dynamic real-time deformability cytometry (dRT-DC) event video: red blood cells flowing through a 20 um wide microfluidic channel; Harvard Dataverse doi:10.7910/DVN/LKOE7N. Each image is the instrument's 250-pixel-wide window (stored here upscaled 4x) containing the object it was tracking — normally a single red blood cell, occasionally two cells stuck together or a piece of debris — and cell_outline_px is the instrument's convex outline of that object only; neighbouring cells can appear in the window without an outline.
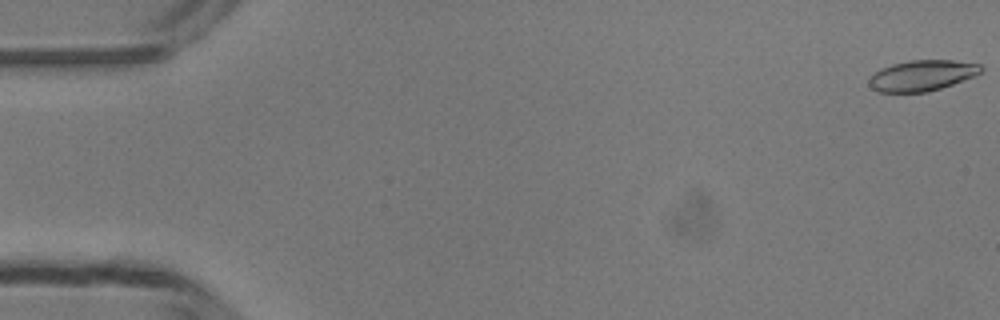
{"species": "common noctule bat (a hibernating species)", "species_latin": "Nyctalus noctula", "temperature_condition": "room temperature", "stored_images_in_passage": 50, "camera_frame_rate_fps": 3000, "um_per_image_px": 0.085, "animal": {"sex": "male", "body_mass_g": 13.3}, "frame": {"image": 1, "passage_image": 1, "time_ms": 0.0, "image_size_px": [1000, 320], "cell_outline_px": [[984, 68], [976, 76], [928, 92], [880, 92], [872, 88], [868, 84], [868, 80], [876, 72], [892, 64], [908, 60], [952, 60], [980, 64]], "centroid_in_image_um": [78.4, 6.41], "position_along_channel_um": 6.6, "area_um2": 19.94}}
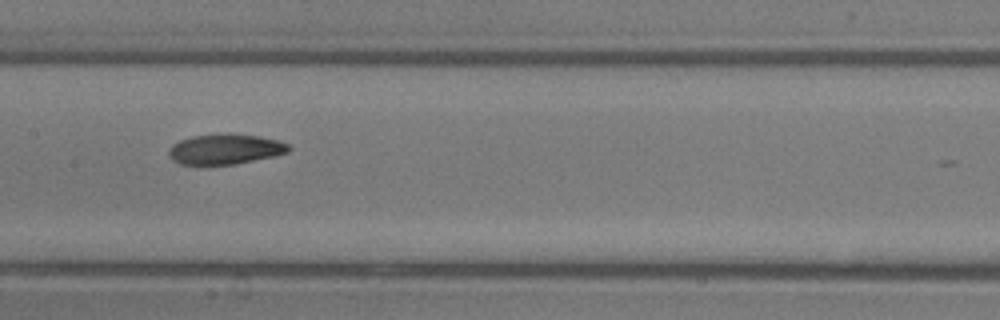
{"frame": {"image": 2, "passage_image": 25, "time_ms": 8.0, "image_size_px": [1000, 320], "cell_outline_px": [[292, 148], [288, 152], [276, 156], [232, 164], [180, 164], [172, 160], [168, 152], [172, 144], [180, 140], [192, 136], [228, 132], [260, 136], [280, 140], [288, 144]], "centroid_in_image_um": [19.18, 12.65], "position_along_channel_um": 188.2, "area_um2": 21.39}}
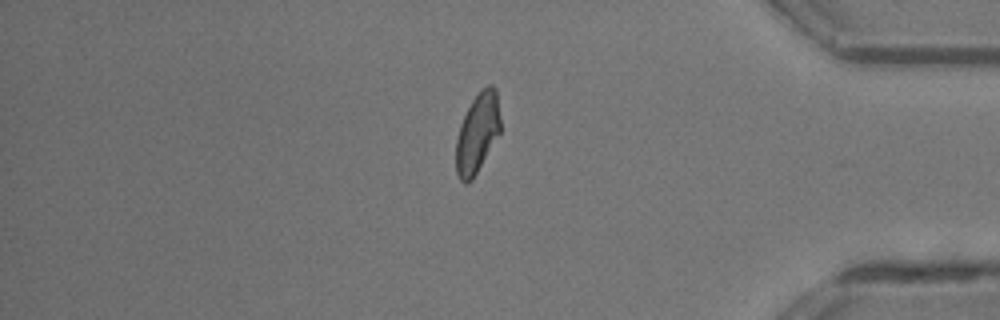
{"frame": {"image": 3, "passage_image": 42, "time_ms": 13.667, "image_size_px": [1000, 320], "cell_outline_px": [[500, 132], [472, 180], [468, 184], [464, 184], [460, 180], [456, 172], [456, 140], [460, 124], [472, 100], [480, 88], [488, 84], [492, 84], [496, 88], [500, 116]], "centroid_in_image_um": [40.58, 11.29], "position_along_channel_um": 394.6, "area_um2": 20.69}, "authors_computed_cell_mechanics": {"area_um2": 21.1259, "velocity_mm_per_s": 4.1886, "shape_relaxation_time_tau1_ms": 4.5379, "shape_relaxation_time_tau2_ms": 4.2445, "deformation_change_tau1": 0.1622, "deformation_change_tau2": 0.1142}}